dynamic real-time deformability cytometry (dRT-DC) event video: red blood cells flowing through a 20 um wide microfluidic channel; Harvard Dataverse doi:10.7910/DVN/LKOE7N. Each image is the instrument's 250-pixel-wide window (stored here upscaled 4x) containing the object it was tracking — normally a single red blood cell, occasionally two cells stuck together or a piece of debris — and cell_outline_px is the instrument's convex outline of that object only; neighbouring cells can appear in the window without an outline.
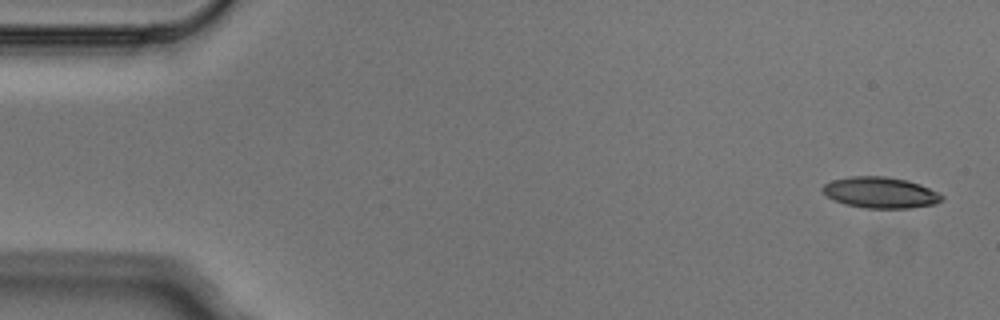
{"species": "Egyptian fruit bat (a non-hibernating species)", "species_latin": "Rousettus aegyptiacus", "temperature_condition": "cold", "stored_images_in_passage": 7, "camera_frame_rate_fps": 3000, "um_per_image_px": 0.085, "animal": {"sex": "male"}, "frame": {"image": 1, "passage_image": 1, "time_ms": 0.0, "image_size_px": [1000, 320], "cell_outline_px": [[944, 200], [936, 204], [912, 208], [864, 208], [844, 204], [828, 196], [820, 188], [824, 184], [832, 180], [848, 176], [884, 176], [908, 180], [920, 184], [944, 196]], "centroid_in_image_um": [74.85, 16.37], "position_along_channel_um": 10.2, "area_um2": 21.68}}
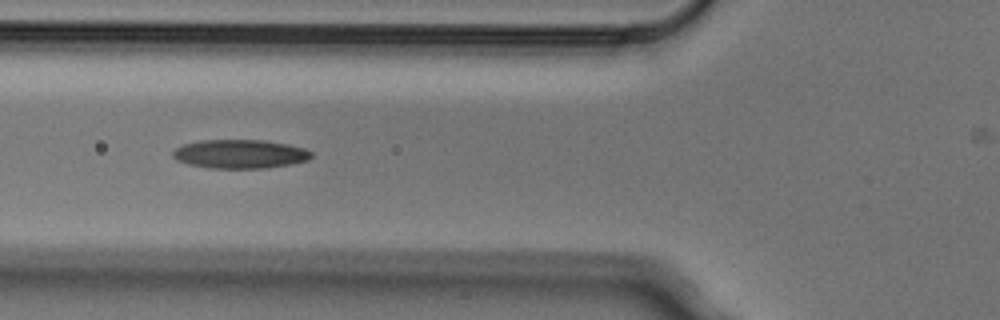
{"frame": {"image": 2, "passage_image": 5, "time_ms": 1.333, "image_size_px": [1000, 320], "cell_outline_px": [[312, 156], [308, 160], [292, 164], [264, 168], [208, 168], [188, 164], [176, 160], [172, 156], [172, 152], [176, 148], [184, 144], [204, 140], [264, 140], [288, 144], [304, 148], [312, 152]], "centroid_in_image_um": [20.4, 13.09], "position_along_channel_um": 105.4, "area_um2": 23.29}}
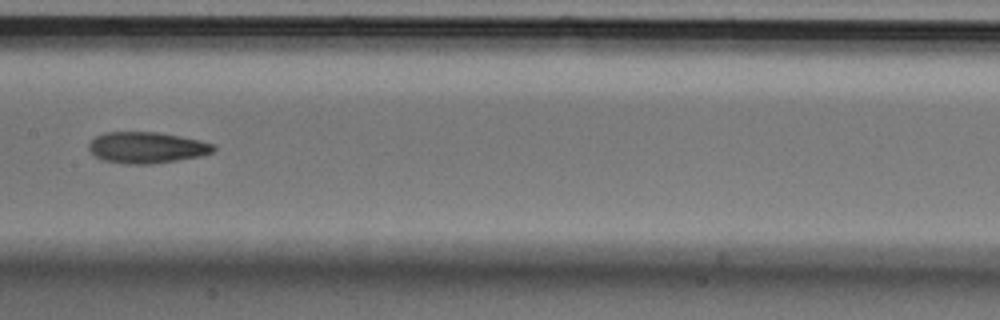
{"frame": {"image": 3, "passage_image": 7, "time_ms": 2.0, "image_size_px": [1000, 320], "cell_outline_px": [[216, 148], [212, 152], [200, 156], [152, 164], [124, 164], [104, 160], [96, 156], [88, 148], [88, 144], [96, 136], [104, 132], [160, 132], [200, 140], [216, 144]], "centroid_in_image_um": [12.49, 12.54], "position_along_channel_um": 194.9, "area_um2": 22.72}}